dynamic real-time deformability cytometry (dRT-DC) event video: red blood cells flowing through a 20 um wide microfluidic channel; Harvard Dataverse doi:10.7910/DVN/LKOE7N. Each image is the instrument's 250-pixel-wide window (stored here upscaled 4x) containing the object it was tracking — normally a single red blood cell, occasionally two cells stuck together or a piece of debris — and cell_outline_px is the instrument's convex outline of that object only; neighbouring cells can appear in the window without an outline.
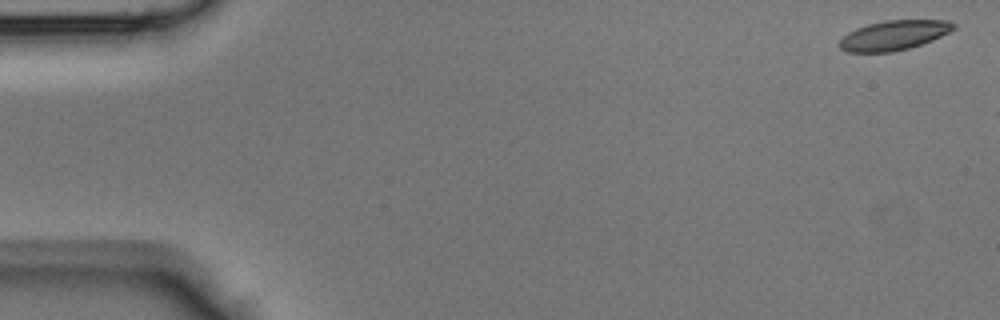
{"species": "Egyptian fruit bat (a non-hibernating species)", "species_latin": "Rousettus aegyptiacus", "temperature_condition": "room temperature", "stored_images_in_passage": 6, "camera_frame_rate_fps": 3000, "um_per_image_px": 0.085, "animal": {"sex": "male"}, "frame": {"image": 1, "passage_image": 1, "time_ms": 0.0, "image_size_px": [1000, 320], "cell_outline_px": [[956, 28], [932, 40], [908, 48], [892, 52], [848, 52], [840, 48], [836, 44], [848, 32], [856, 28], [868, 24], [884, 20], [948, 20], [956, 24]], "centroid_in_image_um": [75.95, 2.99], "position_along_channel_um": 9.0, "area_um2": 19.71}}